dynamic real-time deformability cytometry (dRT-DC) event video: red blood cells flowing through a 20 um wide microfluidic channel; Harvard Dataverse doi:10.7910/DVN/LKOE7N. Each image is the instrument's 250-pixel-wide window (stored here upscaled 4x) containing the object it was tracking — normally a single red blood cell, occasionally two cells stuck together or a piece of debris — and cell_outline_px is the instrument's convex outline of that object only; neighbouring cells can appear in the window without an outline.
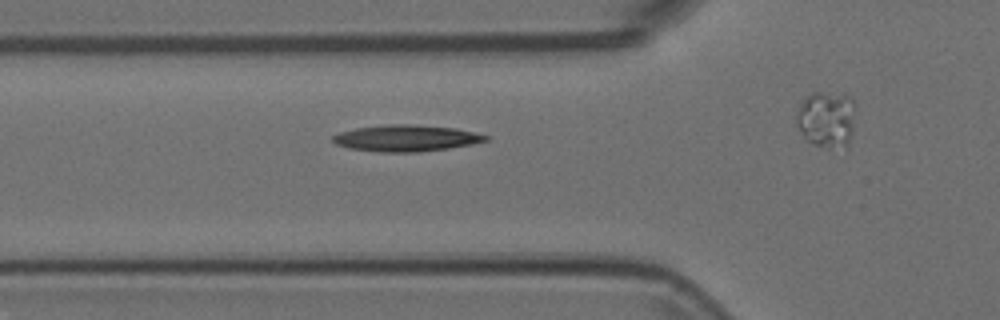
{"species": "Egyptian fruit bat (a non-hibernating species)", "species_latin": "Rousettus aegyptiacus", "temperature_condition": "room temperature", "stored_images_in_passage": 43, "camera_frame_rate_fps": 3000, "um_per_image_px": 0.085, "animal": {"sex": "female"}, "frame": {"image": 1, "passage_image": 19, "time_ms": 6.0, "image_size_px": [1000, 320], "cell_outline_px": [[492, 136], [488, 140], [472, 144], [448, 148], [420, 152], [380, 152], [348, 148], [336, 144], [332, 140], [332, 136], [340, 132], [356, 128], [388, 124], [412, 124], [456, 128]], "centroid_in_image_um": [34.54, 11.74], "position_along_channel_um": 91.3, "area_um2": 23.64}}
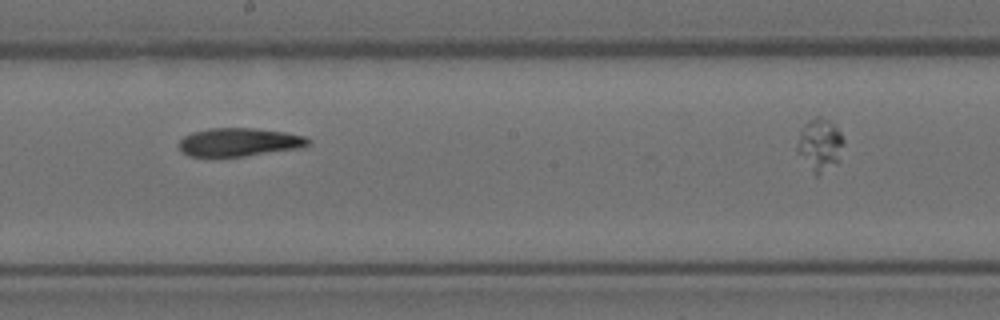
{"frame": {"image": 2, "passage_image": 30, "time_ms": 9.667, "image_size_px": [1000, 320], "cell_outline_px": [[308, 144], [300, 148], [244, 156], [188, 156], [180, 148], [180, 140], [184, 136], [192, 132], [208, 128], [252, 128], [284, 132], [304, 136], [308, 140]], "centroid_in_image_um": [20.3, 12.07], "position_along_channel_um": 227.9, "area_um2": 20.98}}
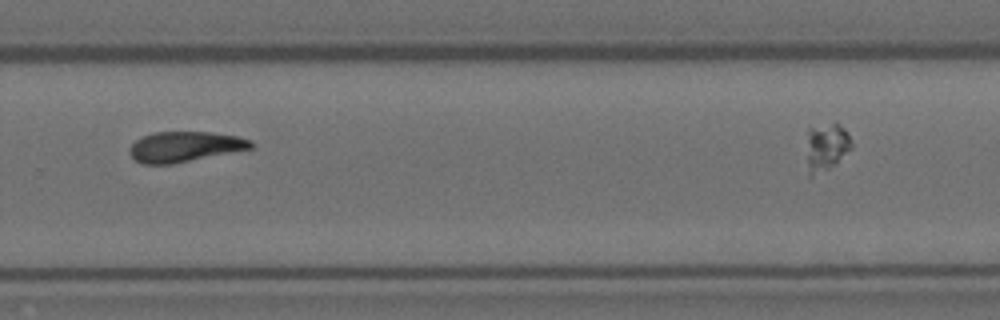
{"frame": {"image": 3, "passage_image": 37, "time_ms": 12.0, "image_size_px": [1000, 320], "cell_outline_px": [[256, 144], [252, 148], [172, 164], [140, 164], [128, 152], [128, 148], [136, 140], [152, 132], [212, 132], [236, 136], [252, 140]], "centroid_in_image_um": [15.7, 12.46], "position_along_channel_um": 314.1, "area_um2": 21.44}}